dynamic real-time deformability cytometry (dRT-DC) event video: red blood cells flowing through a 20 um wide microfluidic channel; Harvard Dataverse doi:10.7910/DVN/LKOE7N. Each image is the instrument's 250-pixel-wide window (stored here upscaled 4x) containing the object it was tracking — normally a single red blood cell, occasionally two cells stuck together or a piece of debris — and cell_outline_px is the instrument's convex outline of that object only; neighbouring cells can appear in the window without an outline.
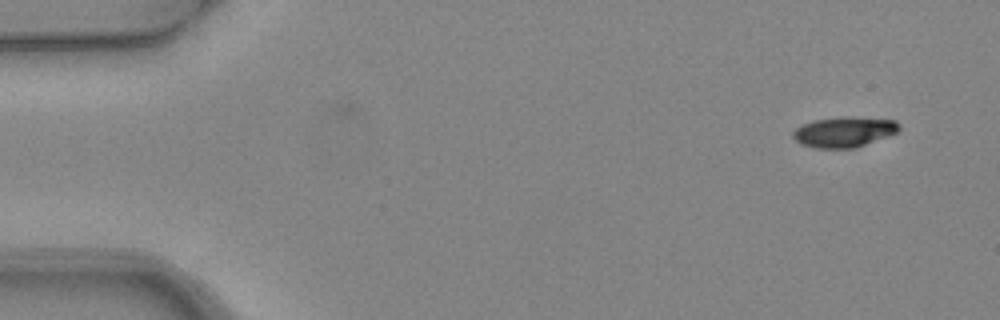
{"species": "common noctule bat (a hibernating species)", "species_latin": "Nyctalus noctula", "temperature_condition": "warm", "stored_images_in_passage": 4, "camera_frame_rate_fps": 3000, "um_per_image_px": 0.085, "animal": {"sex": "female", "body_mass_g": 24.6, "forearm_length_mm": 56.2}, "frame": {"image": 1, "passage_image": 1, "time_ms": 0.0, "image_size_px": [1000, 320], "cell_outline_px": [[900, 128], [896, 132], [888, 136], [856, 148], [816, 148], [800, 144], [792, 136], [792, 132], [796, 128], [812, 120], [844, 116], [852, 116], [896, 120], [900, 124]], "centroid_in_image_um": [71.75, 11.2], "position_along_channel_um": 13.2, "area_um2": 18.96}}